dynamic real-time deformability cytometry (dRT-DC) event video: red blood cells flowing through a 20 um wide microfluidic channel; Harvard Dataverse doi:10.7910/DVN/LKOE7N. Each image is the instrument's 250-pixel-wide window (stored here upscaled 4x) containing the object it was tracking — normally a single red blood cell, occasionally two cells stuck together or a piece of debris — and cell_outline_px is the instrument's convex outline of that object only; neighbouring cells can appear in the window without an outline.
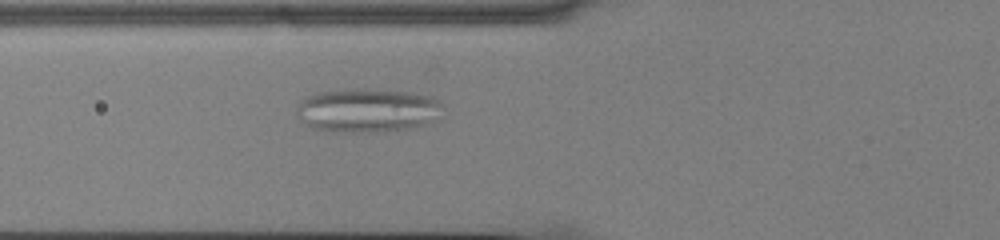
{"species": "common noctule bat (a hibernating species)", "species_latin": "Nyctalus noctula", "temperature_condition": "cold", "stored_images_in_passage": 47, "camera_frame_rate_fps": 3000, "um_per_image_px": 0.085, "animal": {"sex": "male", "body_mass_g": 13.0, "forearm_length_mm": 53.1}, "frame": {"image": 1, "passage_image": 13, "time_ms": 4.0, "image_size_px": [1000, 240], "cell_outline_px": [[444, 104], [428, 124], [412, 128], [384, 132], [336, 132], [312, 128], [304, 124], [296, 116], [296, 108], [300, 100], [308, 96], [320, 92], [364, 88], [408, 92], [432, 96], [440, 100]], "centroid_in_image_um": [31.19, 9.39], "position_along_channel_um": 94.6, "area_um2": 37.63}}
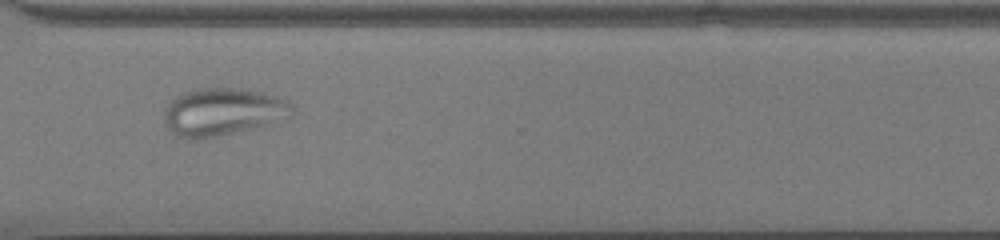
{"frame": {"image": 2, "passage_image": 34, "time_ms": 11.0, "image_size_px": [1000, 240], "cell_outline_px": [[296, 112], [288, 120], [216, 136], [192, 140], [188, 140], [176, 136], [168, 128], [164, 120], [164, 108], [176, 96], [184, 92], [200, 88], [232, 88], [260, 92], [276, 96], [288, 100], [292, 104]], "centroid_in_image_um": [18.98, 9.52], "position_along_channel_um": 351.6, "area_um2": 35.78}}
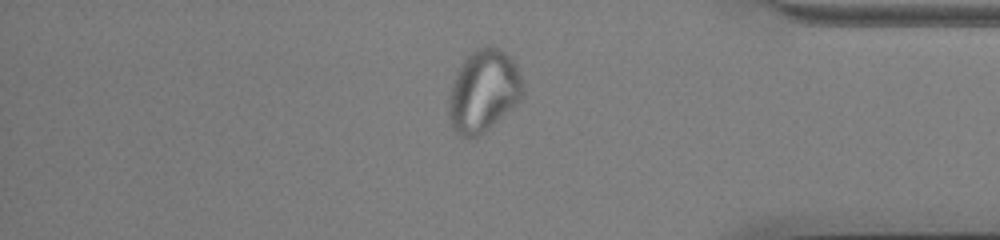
{"frame": {"image": 3, "passage_image": 39, "time_ms": 12.667, "image_size_px": [1000, 240], "cell_outline_px": [[524, 92], [520, 100], [516, 104], [484, 132], [476, 136], [460, 136], [452, 128], [448, 116], [448, 96], [452, 80], [460, 64], [476, 48], [484, 44], [496, 48], [504, 52], [516, 64], [524, 88]], "centroid_in_image_um": [41.06, 7.72], "position_along_channel_um": 394.1, "area_um2": 35.49}}